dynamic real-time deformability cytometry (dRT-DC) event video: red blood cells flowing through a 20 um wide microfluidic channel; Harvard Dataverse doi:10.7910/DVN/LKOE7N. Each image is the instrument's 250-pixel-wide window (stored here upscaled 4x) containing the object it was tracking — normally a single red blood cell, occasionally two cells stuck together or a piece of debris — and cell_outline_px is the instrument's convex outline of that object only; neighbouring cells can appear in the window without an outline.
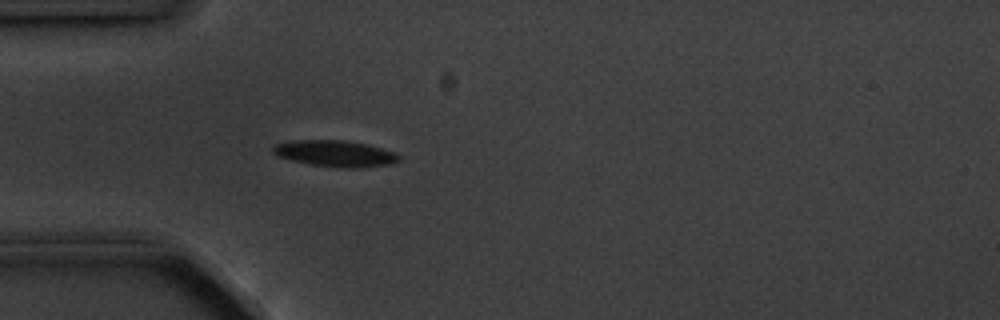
{"species": "common noctule bat (a hibernating species)", "species_latin": "Nyctalus noctula", "temperature_condition": "cold", "stored_images_in_passage": 5, "camera_frame_rate_fps": 3000, "um_per_image_px": 0.085, "animal": {"sex": "male", "body_mass_g": 20.1, "forearm_length_mm": 53.5}, "frame": {"image": 1, "passage_image": 5, "time_ms": 4.667, "image_size_px": [1000, 320], "cell_outline_px": [[400, 160], [388, 164], [356, 168], [344, 168], [312, 164], [292, 160], [280, 156], [272, 152], [272, 148], [276, 144], [292, 140], [344, 140], [364, 144], [396, 152], [400, 156]], "centroid_in_image_um": [28.49, 13.04], "position_along_channel_um": 56.5, "area_um2": 18.96}}